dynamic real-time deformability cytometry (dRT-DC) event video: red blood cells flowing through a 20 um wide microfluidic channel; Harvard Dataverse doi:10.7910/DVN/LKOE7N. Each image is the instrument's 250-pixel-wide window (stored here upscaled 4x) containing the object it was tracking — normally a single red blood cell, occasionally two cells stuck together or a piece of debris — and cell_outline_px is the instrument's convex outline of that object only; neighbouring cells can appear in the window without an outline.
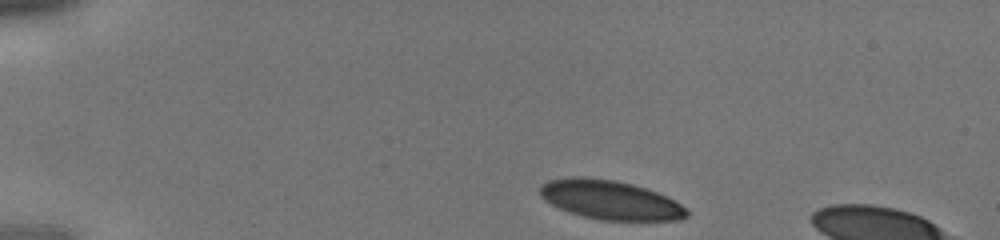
{"species": "human", "species_latin": "Homo sapiens", "temperature_condition": "cold", "stored_images_in_passage": 7, "camera_frame_rate_fps": 3000, "um_per_image_px": 0.085, "donor": {"sex": "male"}, "frame": {"image": 1, "passage_image": 1, "time_ms": 0.0, "image_size_px": [1000, 240], "cell_outline_px": [[688, 216], [680, 220], [600, 220], [568, 212], [544, 200], [540, 196], [540, 188], [548, 180], [572, 176], [584, 176], [616, 180], [648, 188], [680, 204], [688, 212]], "centroid_in_image_um": [51.84, 16.98], "position_along_channel_um": 33.2, "area_um2": 33.35}}